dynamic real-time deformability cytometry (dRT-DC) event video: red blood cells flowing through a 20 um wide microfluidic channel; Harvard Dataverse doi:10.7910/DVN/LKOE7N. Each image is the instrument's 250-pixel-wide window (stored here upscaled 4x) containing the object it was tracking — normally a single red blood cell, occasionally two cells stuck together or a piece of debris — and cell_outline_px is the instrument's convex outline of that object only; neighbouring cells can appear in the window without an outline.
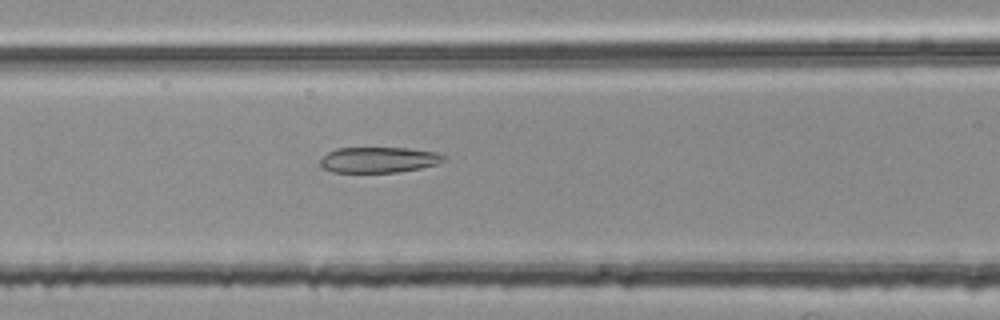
{"species": "common noctule bat (a hibernating species)", "species_latin": "Nyctalus noctula", "temperature_condition": "room temperature", "stored_images_in_passage": 39, "camera_frame_rate_fps": 3000, "um_per_image_px": 0.085, "animal": {"sex": "female", "body_mass_g": 25.1}, "frame": {"image": 1, "passage_image": 8, "time_ms": 2.333, "image_size_px": [1000, 320], "cell_outline_px": [[448, 156], [444, 160], [436, 164], [420, 168], [396, 172], [332, 172], [324, 168], [320, 164], [320, 160], [328, 152], [336, 148], [408, 148], [436, 152]], "centroid_in_image_um": [32.2, 13.58], "position_along_channel_um": 134.4, "area_um2": 18.38}}
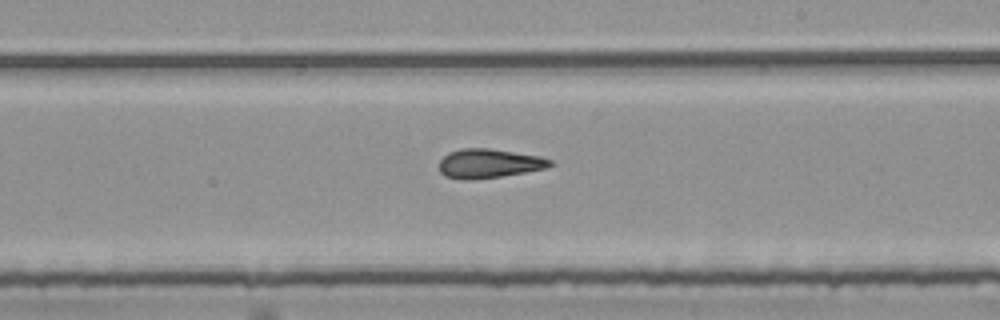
{"frame": {"image": 2, "passage_image": 17, "time_ms": 5.333, "image_size_px": [1000, 320], "cell_outline_px": [[556, 164], [544, 168], [524, 172], [500, 176], [472, 180], [464, 180], [444, 176], [440, 172], [440, 160], [448, 152], [460, 148], [488, 148], [540, 156], [552, 160]], "centroid_in_image_um": [41.54, 13.89], "position_along_channel_um": 247.5, "area_um2": 18.84}}
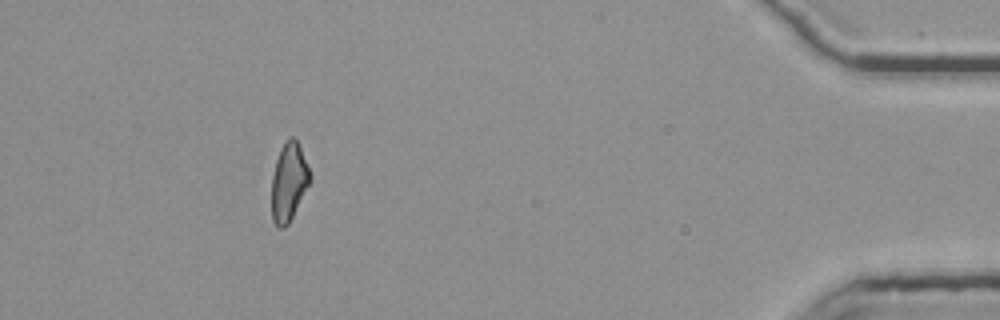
{"frame": {"image": 3, "passage_image": 35, "time_ms": 11.333, "image_size_px": [1000, 320], "cell_outline_px": [[312, 180], [288, 224], [284, 228], [276, 228], [272, 220], [272, 176], [276, 160], [280, 148], [284, 140], [288, 136], [292, 136], [296, 140], [300, 148], [312, 176]], "centroid_in_image_um": [24.54, 15.47], "position_along_channel_um": 410.7, "area_um2": 17.63}, "authors_computed_cell_mechanics": {"area_um2": 18.5538, "velocity_mm_per_s": 3.7759, "shape_relaxation_time_tau1_ms": null, "shape_relaxation_time_tau2_ms": 3.4396, "deformation_change_tau1": null, "deformation_change_tau2": 0.1297}}